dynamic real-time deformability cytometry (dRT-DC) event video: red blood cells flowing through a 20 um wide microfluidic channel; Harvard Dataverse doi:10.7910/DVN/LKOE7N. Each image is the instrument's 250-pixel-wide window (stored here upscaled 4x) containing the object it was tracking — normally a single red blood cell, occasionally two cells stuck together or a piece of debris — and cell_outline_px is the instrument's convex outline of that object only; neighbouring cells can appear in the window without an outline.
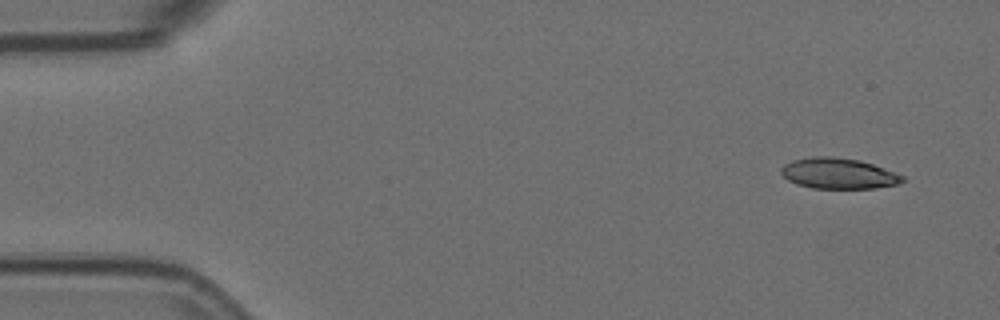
{"species": "Egyptian fruit bat (a non-hibernating species)", "species_latin": "Rousettus aegyptiacus", "temperature_condition": "room temperature", "stored_images_in_passage": 3, "camera_frame_rate_fps": 3000, "um_per_image_px": 0.085, "animal": {"sex": "female"}, "frame": {"image": 1, "passage_image": 1, "time_ms": 0.0, "image_size_px": [1000, 320], "cell_outline_px": [[904, 180], [896, 184], [876, 188], [812, 188], [796, 184], [788, 180], [780, 172], [780, 168], [784, 164], [792, 160], [812, 156], [832, 156], [860, 160], [872, 164], [904, 176]], "centroid_in_image_um": [71.22, 14.73], "position_along_channel_um": 13.8, "area_um2": 21.68}}